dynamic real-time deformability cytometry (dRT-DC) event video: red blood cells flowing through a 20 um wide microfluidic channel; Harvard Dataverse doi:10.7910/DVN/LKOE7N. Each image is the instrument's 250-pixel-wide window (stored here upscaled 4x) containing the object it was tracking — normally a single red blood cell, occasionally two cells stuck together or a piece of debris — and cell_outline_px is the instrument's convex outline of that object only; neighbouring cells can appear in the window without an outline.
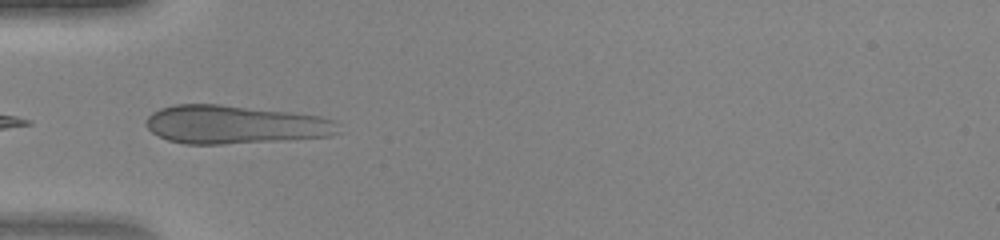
{"species": "human", "species_latin": "Homo sapiens", "temperature_condition": "warm", "stored_images_in_passage": 32, "camera_frame_rate_fps": 3000, "um_per_image_px": 0.085, "donor": {"sex": "female"}, "frame": {"image": 1, "passage_image": 1, "time_ms": 0.0, "image_size_px": [1000, 240], "cell_outline_px": [[340, 132], [328, 136], [288, 140], [224, 144], [184, 144], [168, 140], [152, 132], [144, 124], [144, 120], [152, 112], [160, 108], [176, 104], [220, 104], [292, 112], [320, 116], [336, 120]], "centroid_in_image_um": [19.95, 10.59], "position_along_channel_um": 65.0, "area_um2": 43.41}}
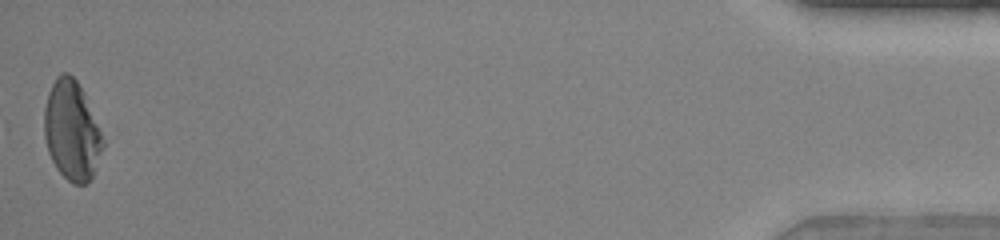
{"frame": {"image": 2, "passage_image": 32, "time_ms": 10.333, "image_size_px": [1000, 240], "cell_outline_px": [[104, 144], [92, 176], [84, 184], [72, 184], [56, 168], [48, 152], [44, 136], [44, 108], [48, 92], [56, 76], [60, 72], [68, 72], [76, 80], [84, 92], [100, 128], [104, 140]], "centroid_in_image_um": [6.09, 11.07], "position_along_channel_um": 429.1, "area_um2": 33.99}}